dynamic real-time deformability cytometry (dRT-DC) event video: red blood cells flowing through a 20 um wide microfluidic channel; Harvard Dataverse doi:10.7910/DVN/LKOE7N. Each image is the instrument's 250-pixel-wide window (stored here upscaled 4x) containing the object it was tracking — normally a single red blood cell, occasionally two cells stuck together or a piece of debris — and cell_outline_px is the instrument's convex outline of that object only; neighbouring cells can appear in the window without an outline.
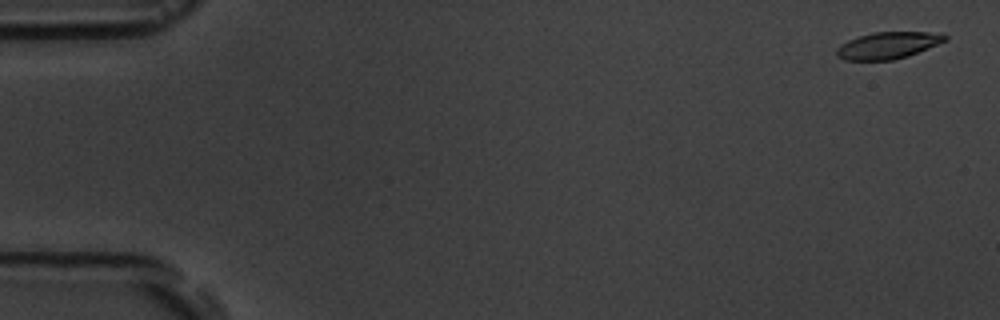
{"species": "common noctule bat (a hibernating species)", "species_latin": "Nyctalus noctula", "temperature_condition": "room temperature", "stored_images_in_passage": 6, "camera_frame_rate_fps": 3000, "um_per_image_px": 0.085, "animal": {"sex": "male", "body_mass_g": 19.5, "forearm_length_mm": 54.6}, "frame": {"image": 1, "passage_image": 1, "time_ms": 0.0, "image_size_px": [1000, 320], "cell_outline_px": [[948, 40], [908, 56], [892, 60], [844, 60], [836, 56], [836, 48], [840, 44], [848, 40], [872, 32], [928, 32], [948, 36]], "centroid_in_image_um": [75.44, 3.86], "position_along_channel_um": 9.6, "area_um2": 16.88}}
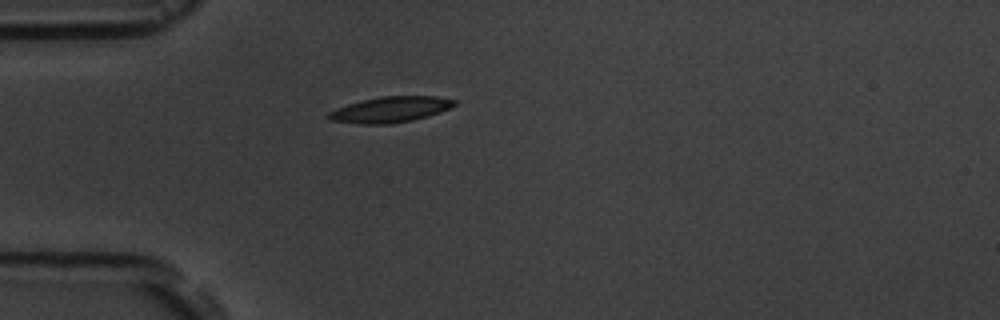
{"frame": {"image": 2, "passage_image": 5, "time_ms": 4.667, "image_size_px": [1000, 320], "cell_outline_px": [[456, 104], [440, 112], [428, 116], [412, 120], [392, 124], [360, 124], [328, 120], [324, 116], [328, 112], [336, 108], [348, 104], [380, 96], [436, 96], [456, 100]], "centroid_in_image_um": [33.13, 9.32], "position_along_channel_um": 51.9, "area_um2": 18.96}}